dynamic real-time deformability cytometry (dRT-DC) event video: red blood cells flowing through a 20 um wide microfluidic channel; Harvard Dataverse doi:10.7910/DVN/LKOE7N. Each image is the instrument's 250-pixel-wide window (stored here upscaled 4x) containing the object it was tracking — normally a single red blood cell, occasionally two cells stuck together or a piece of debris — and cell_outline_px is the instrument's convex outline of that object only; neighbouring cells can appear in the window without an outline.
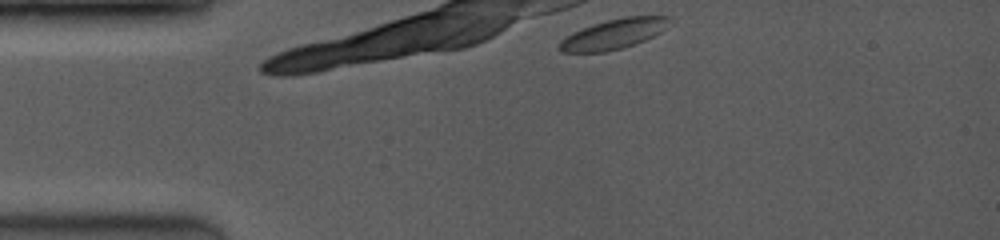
{"species": "common noctule bat (a hibernating species)", "species_latin": "Nyctalus noctula", "temperature_condition": "room temperature", "stored_images_in_passage": 14, "camera_frame_rate_fps": 3500, "um_per_image_px": 0.085, "animal": {"sex": "female", "body_mass_g": 19.0, "forearm_length_mm": 53.3}, "frame": {"image": 1, "passage_image": 1, "time_ms": 0.0, "image_size_px": [1000, 240], "cell_outline_px": [[668, 16], [664, 28], [660, 32], [636, 44], [624, 48], [604, 52], [560, 52], [560, 40], [584, 28], [608, 20], [624, 16]], "centroid_in_image_um": [52.15, 2.91], "position_along_channel_um": 32.9, "area_um2": 18.61}}
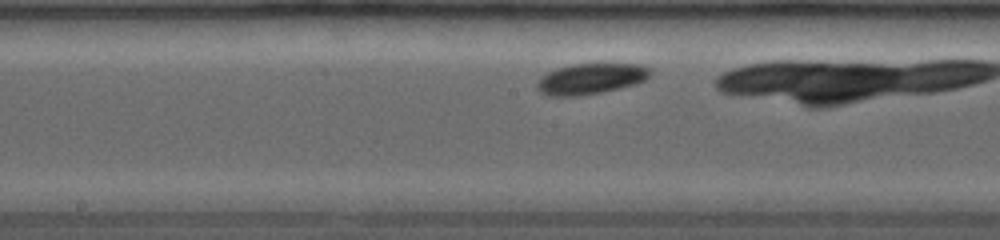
{"frame": {"image": 2, "passage_image": 12, "time_ms": 3.714, "image_size_px": [1000, 240], "cell_outline_px": [[652, 72], [644, 80], [636, 84], [604, 92], [580, 96], [548, 96], [540, 92], [536, 88], [536, 80], [540, 76], [556, 68], [572, 64], [640, 64], [648, 68]], "centroid_in_image_um": [50.16, 6.71], "position_along_channel_um": 198.0, "area_um2": 20.52}}